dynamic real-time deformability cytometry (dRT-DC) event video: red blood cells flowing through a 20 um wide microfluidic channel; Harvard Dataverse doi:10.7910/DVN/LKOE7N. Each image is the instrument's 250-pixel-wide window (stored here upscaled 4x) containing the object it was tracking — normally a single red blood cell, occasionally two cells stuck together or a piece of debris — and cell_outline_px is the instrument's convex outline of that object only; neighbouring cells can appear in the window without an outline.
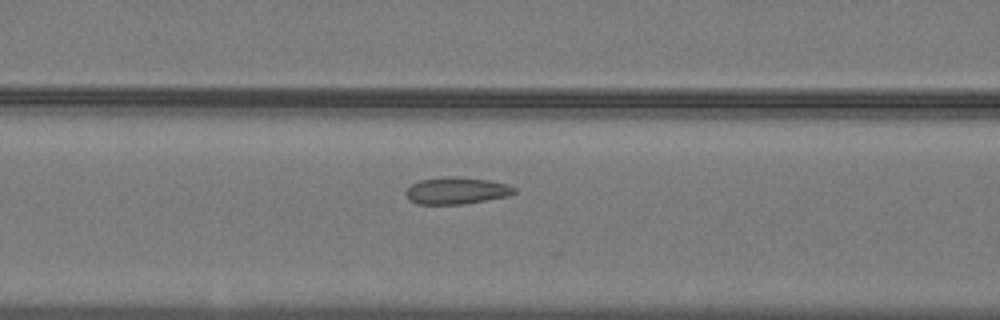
{"species": "common noctule bat (a hibernating species)", "species_latin": "Nyctalus noctula", "temperature_condition": "warm", "stored_images_in_passage": 20, "camera_frame_rate_fps": 3000, "um_per_image_px": 0.085, "animal": {"sex": "male", "body_mass_g": 19.2, "forearm_length_mm": 51.8}, "frame": {"image": 1, "passage_image": 15, "time_ms": 4.667, "image_size_px": [1000, 320], "cell_outline_px": [[516, 192], [508, 196], [464, 204], [416, 204], [404, 192], [412, 184], [420, 180], [444, 176], [452, 176], [488, 180], [508, 184], [516, 188]], "centroid_in_image_um": [38.82, 16.2], "position_along_channel_um": 127.8, "area_um2": 16.94}}